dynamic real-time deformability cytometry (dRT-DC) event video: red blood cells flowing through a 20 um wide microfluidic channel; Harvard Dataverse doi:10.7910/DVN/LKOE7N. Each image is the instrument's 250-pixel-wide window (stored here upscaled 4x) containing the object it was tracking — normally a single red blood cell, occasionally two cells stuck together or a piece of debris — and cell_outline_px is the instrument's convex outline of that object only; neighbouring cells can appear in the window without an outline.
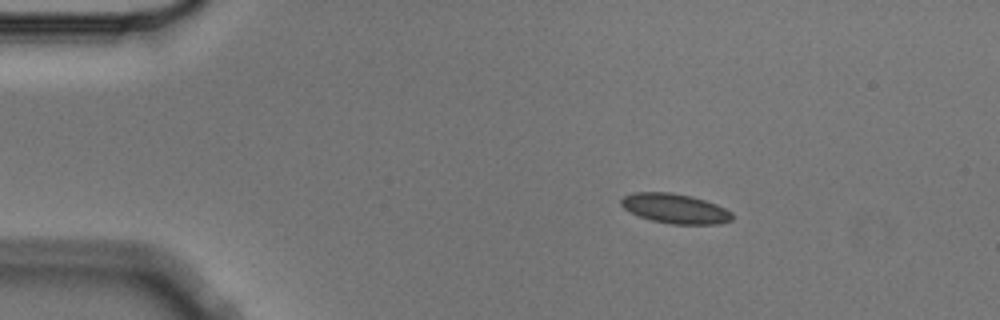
{"species": "Egyptian fruit bat (a non-hibernating species)", "species_latin": "Rousettus aegyptiacus", "temperature_condition": "cold", "stored_images_in_passage": 4, "camera_frame_rate_fps": 3000, "um_per_image_px": 0.085, "animal": {"sex": "male"}, "frame": {"image": 1, "passage_image": 2, "time_ms": 0.333, "image_size_px": [1000, 320], "cell_outline_px": [[732, 220], [720, 224], [672, 224], [652, 220], [640, 216], [624, 208], [620, 204], [620, 200], [624, 196], [632, 192], [668, 192], [692, 196], [716, 204], [732, 212]], "centroid_in_image_um": [57.38, 17.72], "position_along_channel_um": 27.6, "area_um2": 19.13}}